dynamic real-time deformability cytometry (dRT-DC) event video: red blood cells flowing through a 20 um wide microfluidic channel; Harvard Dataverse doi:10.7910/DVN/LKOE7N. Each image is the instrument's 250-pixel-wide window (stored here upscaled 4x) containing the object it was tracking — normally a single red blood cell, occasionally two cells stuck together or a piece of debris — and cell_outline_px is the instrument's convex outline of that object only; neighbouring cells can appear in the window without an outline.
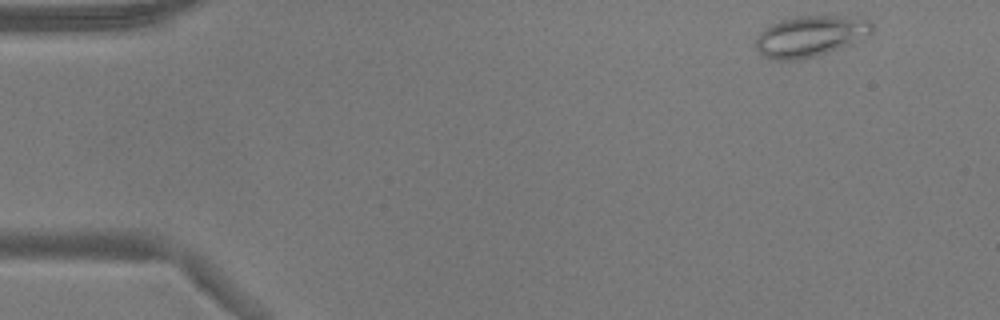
{"species": "common noctule bat (a hibernating species)", "species_latin": "Nyctalus noctula", "temperature_condition": "warm", "stored_images_in_passage": 50, "camera_frame_rate_fps": 3000, "um_per_image_px": 0.085, "animal": {"sex": "male", "body_mass_g": 17.9}, "frame": {"image": 1, "passage_image": 2, "time_ms": 0.333, "image_size_px": [1000, 320], "cell_outline_px": [[872, 32], [848, 44], [812, 56], [796, 60], [768, 60], [756, 48], [756, 36], [760, 32], [772, 24], [780, 20], [800, 16], [844, 16], [872, 20]], "centroid_in_image_um": [68.82, 3.06], "position_along_channel_um": 16.2, "area_um2": 27.11}}
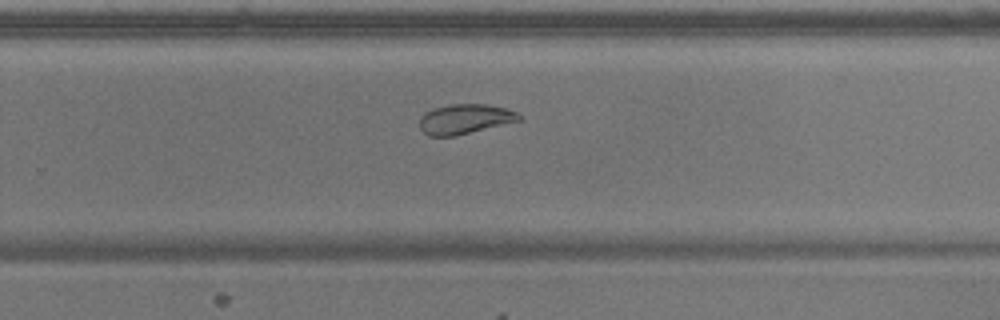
{"frame": {"image": 2, "passage_image": 32, "time_ms": 10.333, "image_size_px": [1000, 320], "cell_outline_px": [[520, 120], [456, 136], [428, 136], [420, 128], [420, 116], [424, 112], [432, 108], [448, 104], [484, 104], [504, 108], [516, 112], [520, 116]], "centroid_in_image_um": [39.45, 10.11], "position_along_channel_um": 290.4, "area_um2": 17.22}}
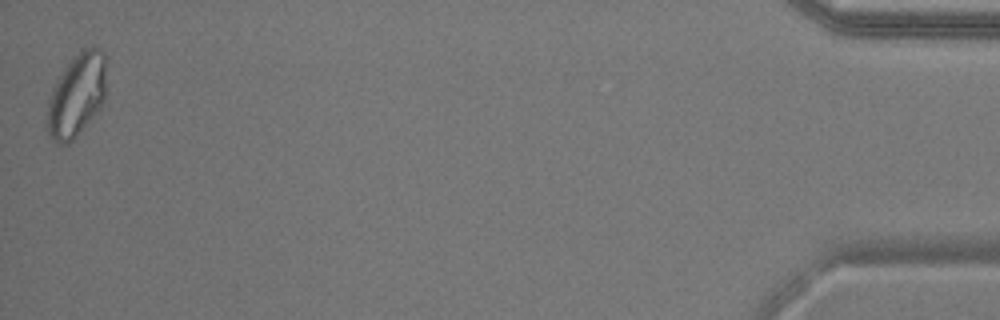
{"frame": {"image": 3, "passage_image": 50, "time_ms": 16.333, "image_size_px": [1000, 320], "cell_outline_px": [[104, 104], [76, 136], [68, 144], [56, 144], [48, 136], [48, 100], [52, 88], [64, 68], [84, 48], [92, 44], [100, 48], [104, 52]], "centroid_in_image_um": [6.51, 8.1], "position_along_channel_um": 428.7, "area_um2": 28.32}, "authors_computed_cell_mechanics": {"area_um2": 21.7328, "velocity_mm_per_s": 3.8087, "shape_relaxation_time_tau1_ms": null, "shape_relaxation_time_tau2_ms": 3.5814, "deformation_change_tau1": null, "deformation_change_tau2": 0.0533}}